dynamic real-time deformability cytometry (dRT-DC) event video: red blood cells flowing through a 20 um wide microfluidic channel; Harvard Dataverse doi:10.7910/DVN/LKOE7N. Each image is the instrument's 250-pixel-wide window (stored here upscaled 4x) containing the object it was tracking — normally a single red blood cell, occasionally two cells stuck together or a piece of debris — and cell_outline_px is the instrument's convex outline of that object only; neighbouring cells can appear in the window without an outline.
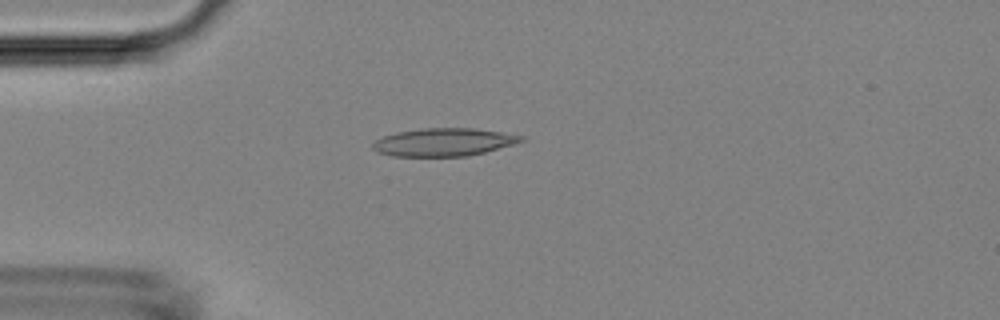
{"species": "Egyptian fruit bat (a non-hibernating species)", "species_latin": "Rousettus aegyptiacus", "temperature_condition": "room temperature", "stored_images_in_passage": 6, "camera_frame_rate_fps": 3000, "um_per_image_px": 0.085, "animal": {"sex": "female"}, "frame": {"image": 1, "passage_image": 4, "time_ms": 3.667, "image_size_px": [1000, 320], "cell_outline_px": [[528, 136], [524, 140], [512, 144], [484, 152], [468, 156], [392, 156], [376, 152], [372, 148], [372, 144], [376, 140], [384, 136], [396, 132], [420, 128], [472, 128]], "centroid_in_image_um": [37.69, 12.08], "position_along_channel_um": 47.3, "area_um2": 24.1}}